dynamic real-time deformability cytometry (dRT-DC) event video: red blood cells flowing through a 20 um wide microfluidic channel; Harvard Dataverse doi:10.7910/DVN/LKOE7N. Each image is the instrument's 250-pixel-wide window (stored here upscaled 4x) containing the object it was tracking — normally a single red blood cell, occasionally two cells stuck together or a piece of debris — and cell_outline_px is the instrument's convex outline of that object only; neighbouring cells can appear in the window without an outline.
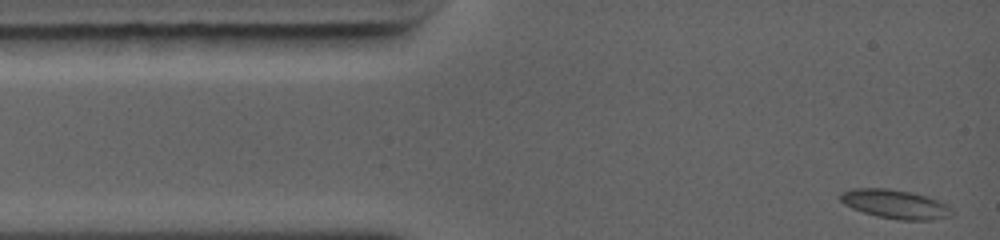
{"species": "common noctule bat (a hibernating species)", "species_latin": "Nyctalus noctula", "temperature_condition": "warm", "stored_images_in_passage": 24, "camera_frame_rate_fps": 5000, "um_per_image_px": 0.085, "animal": {"sex": "female", "body_mass_g": 19.0, "forearm_length_mm": 56.7}, "frame": {"image": 1, "passage_image": 1, "time_ms": 0.0, "image_size_px": [1000, 240], "cell_outline_px": [[952, 216], [932, 220], [896, 220], [876, 216], [852, 208], [844, 204], [840, 200], [840, 192], [852, 188], [888, 188], [912, 192], [936, 200], [952, 208]], "centroid_in_image_um": [76.06, 17.35], "position_along_channel_um": 8.9, "area_um2": 18.84}}
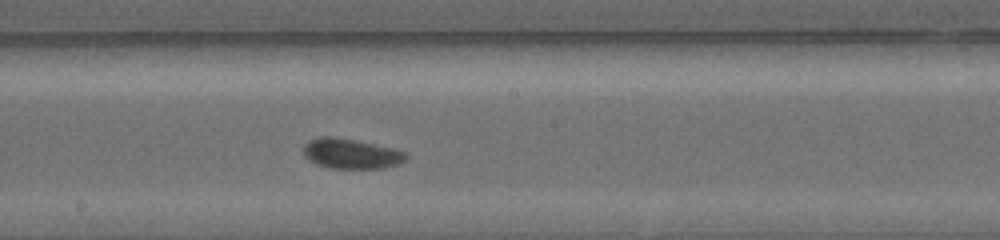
{"frame": {"image": 2, "passage_image": 14, "time_ms": 6.2, "image_size_px": [1000, 240], "cell_outline_px": [[408, 156], [400, 164], [384, 168], [328, 168], [316, 164], [308, 160], [304, 156], [304, 144], [308, 140], [320, 136], [336, 136], [396, 148], [404, 152]], "centroid_in_image_um": [29.83, 13.05], "position_along_channel_um": 218.4, "area_um2": 18.26}}
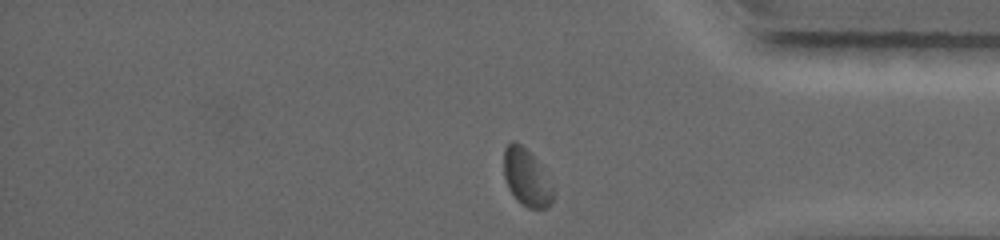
{"frame": {"image": 3, "passage_image": 24, "time_ms": 10.4, "image_size_px": [1000, 240], "cell_outline_px": [[556, 192], [548, 208], [528, 208], [516, 200], [508, 188], [504, 176], [504, 148], [512, 140], [516, 140], [536, 160], [556, 188]], "centroid_in_image_um": [44.78, 15.12], "position_along_channel_um": 390.4, "area_um2": 16.59}, "authors_computed_cell_mechanics": {"area_um2": 17.3111, "velocity_mm_per_s": 4.3914, "shape_relaxation_time_tau1_ms": 2.9373, "shape_relaxation_time_tau2_ms": 1.4377, "deformation_change_tau1": 0.0759, "deformation_change_tau2": 0.0551}}